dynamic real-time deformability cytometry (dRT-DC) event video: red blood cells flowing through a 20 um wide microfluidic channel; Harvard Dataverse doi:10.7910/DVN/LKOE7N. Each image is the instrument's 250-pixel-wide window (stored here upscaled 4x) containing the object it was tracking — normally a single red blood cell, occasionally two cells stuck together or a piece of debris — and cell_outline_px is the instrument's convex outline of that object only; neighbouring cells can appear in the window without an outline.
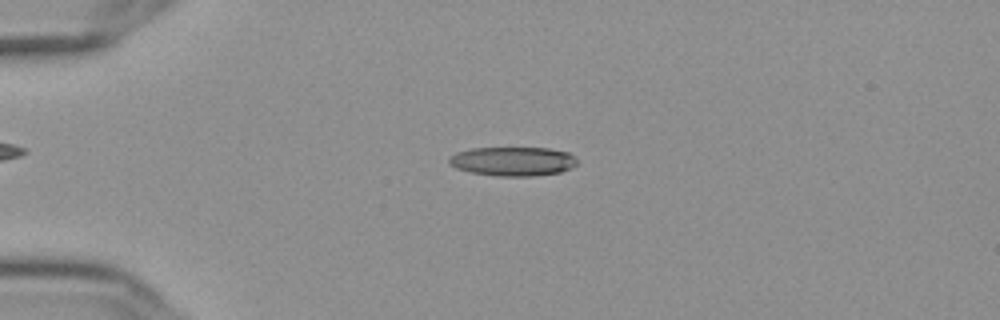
{"species": "Egyptian fruit bat (a non-hibernating species)", "species_latin": "Rousettus aegyptiacus", "temperature_condition": "cold", "stored_images_in_passage": 49, "camera_frame_rate_fps": 3000, "um_per_image_px": 0.085, "frame": {"image": 1, "passage_image": 7, "time_ms": 2.0, "image_size_px": [1000, 320], "cell_outline_px": [[576, 164], [560, 172], [532, 176], [496, 176], [468, 172], [456, 168], [448, 164], [448, 156], [456, 152], [472, 148], [548, 148], [568, 152], [576, 160]], "centroid_in_image_um": [43.51, 13.71], "position_along_channel_um": 41.5, "area_um2": 21.73}}
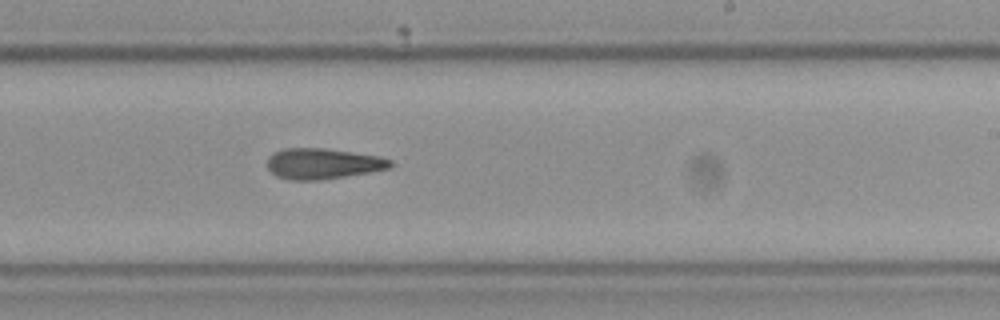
{"frame": {"image": 2, "passage_image": 28, "time_ms": 9.0, "image_size_px": [1000, 320], "cell_outline_px": [[392, 168], [320, 180], [288, 180], [276, 176], [268, 168], [268, 156], [272, 152], [284, 148], [324, 148], [380, 156], [392, 160]], "centroid_in_image_um": [27.42, 13.9], "position_along_channel_um": 261.6, "area_um2": 22.08}}
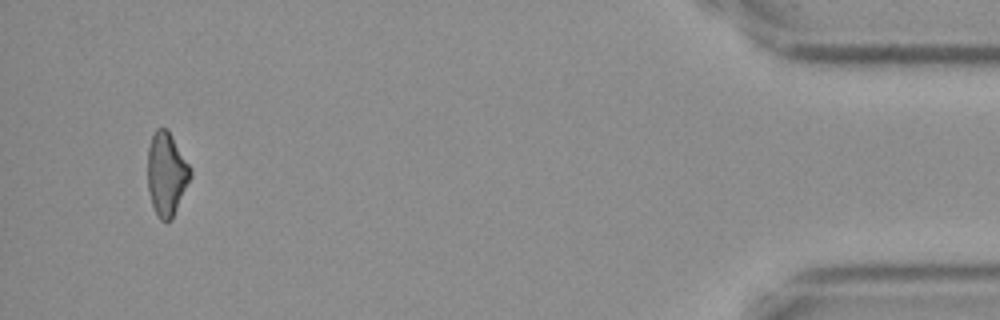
{"frame": {"image": 3, "passage_image": 47, "time_ms": 15.333, "image_size_px": [1000, 320], "cell_outline_px": [[192, 176], [172, 220], [160, 220], [152, 204], [148, 192], [148, 148], [152, 136], [156, 128], [168, 128], [192, 168]], "centroid_in_image_um": [14.18, 14.76], "position_along_channel_um": 421.0, "area_um2": 20.98}, "authors_computed_cell_mechanics": {"area_um2": 22.0218, "velocity_mm_per_s": 3.6272, "shape_relaxation_time_tau1_ms": 11.0576, "shape_relaxation_time_tau2_ms": 9.0879, "deformation_change_tau1": 0.2703, "deformation_change_tau2": 0.2492}}